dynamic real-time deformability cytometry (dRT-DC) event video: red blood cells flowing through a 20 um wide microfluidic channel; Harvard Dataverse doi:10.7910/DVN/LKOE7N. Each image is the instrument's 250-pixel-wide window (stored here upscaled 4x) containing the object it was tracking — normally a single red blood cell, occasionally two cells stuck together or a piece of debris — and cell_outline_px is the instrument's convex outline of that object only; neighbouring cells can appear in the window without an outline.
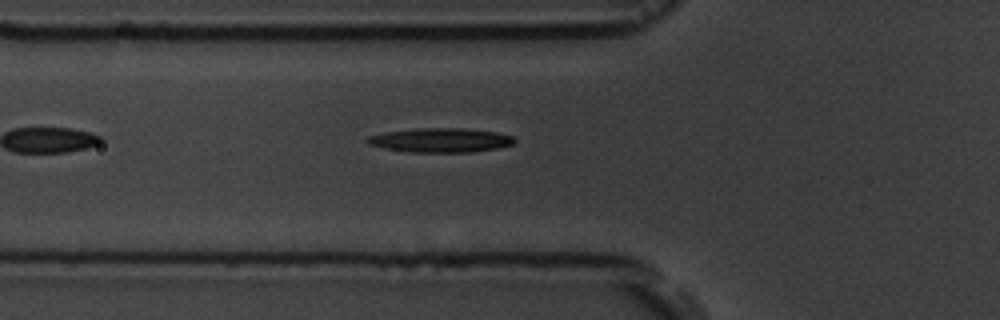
{"species": "common noctule bat (a hibernating species)", "species_latin": "Nyctalus noctula", "temperature_condition": "room temperature", "stored_images_in_passage": 5, "camera_frame_rate_fps": 3000, "um_per_image_px": 0.085, "animal": {"sex": "male", "body_mass_g": 19.5, "forearm_length_mm": 54.6}, "frame": {"image": 1, "passage_image": 5, "time_ms": 5.667, "image_size_px": [1000, 320], "cell_outline_px": [[516, 144], [496, 148], [472, 152], [412, 152], [384, 148], [368, 144], [364, 140], [368, 136], [388, 132], [416, 128], [464, 128], [496, 132], [512, 136], [516, 140]], "centroid_in_image_um": [37.47, 11.91], "position_along_channel_um": 88.3, "area_um2": 20.75}}